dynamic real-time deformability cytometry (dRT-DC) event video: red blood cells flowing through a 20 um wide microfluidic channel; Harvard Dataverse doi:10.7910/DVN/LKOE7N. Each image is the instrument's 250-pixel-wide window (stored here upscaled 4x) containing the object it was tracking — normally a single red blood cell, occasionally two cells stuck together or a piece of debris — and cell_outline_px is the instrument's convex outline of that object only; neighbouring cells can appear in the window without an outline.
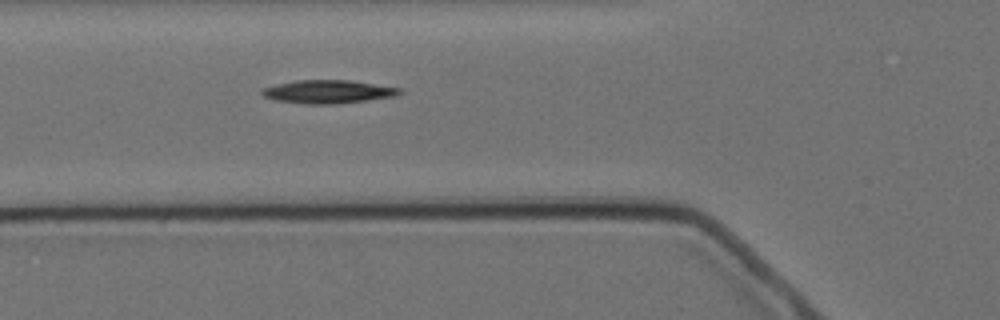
{"species": "Egyptian fruit bat (a non-hibernating species)", "species_latin": "Rousettus aegyptiacus", "temperature_condition": "cold", "stored_images_in_passage": 6, "camera_frame_rate_fps": 3000, "um_per_image_px": 0.085, "animal": {"sex": "female"}, "frame": {"image": 1, "passage_image": 6, "time_ms": 5.667, "image_size_px": [1000, 320], "cell_outline_px": [[404, 92], [396, 96], [368, 100], [336, 104], [304, 104], [276, 100], [264, 96], [260, 92], [264, 88], [276, 84], [296, 80], [348, 80], [400, 88]], "centroid_in_image_um": [27.89, 7.8], "position_along_channel_um": 97.9, "area_um2": 18.61}}